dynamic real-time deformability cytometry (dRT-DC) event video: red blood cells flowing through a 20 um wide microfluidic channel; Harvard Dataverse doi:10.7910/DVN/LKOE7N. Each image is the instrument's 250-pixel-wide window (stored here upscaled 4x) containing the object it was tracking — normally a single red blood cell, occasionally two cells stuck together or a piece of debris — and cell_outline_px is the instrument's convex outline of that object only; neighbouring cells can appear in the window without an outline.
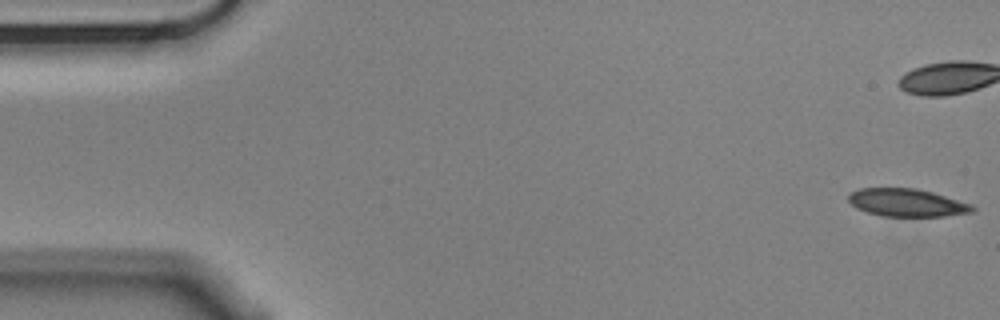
{"species": "Egyptian fruit bat (a non-hibernating species)", "species_latin": "Rousettus aegyptiacus", "temperature_condition": "cold", "stored_images_in_passage": 57, "segment_of_instrument_passage": [1, 2], "camera_frame_rate_fps": 3000, "um_per_image_px": 0.085, "animal": {"sex": "male"}, "frame": {"image": 1, "passage_image": 1, "time_ms": 0.0, "image_size_px": [1000, 320], "cell_outline_px": [[976, 208], [972, 212], [944, 216], [884, 216], [868, 212], [856, 208], [848, 200], [848, 196], [852, 192], [860, 188], [916, 188], [932, 192], [972, 204]], "centroid_in_image_um": [77.1, 17.22], "position_along_channel_um": 7.9, "area_um2": 19.94}}